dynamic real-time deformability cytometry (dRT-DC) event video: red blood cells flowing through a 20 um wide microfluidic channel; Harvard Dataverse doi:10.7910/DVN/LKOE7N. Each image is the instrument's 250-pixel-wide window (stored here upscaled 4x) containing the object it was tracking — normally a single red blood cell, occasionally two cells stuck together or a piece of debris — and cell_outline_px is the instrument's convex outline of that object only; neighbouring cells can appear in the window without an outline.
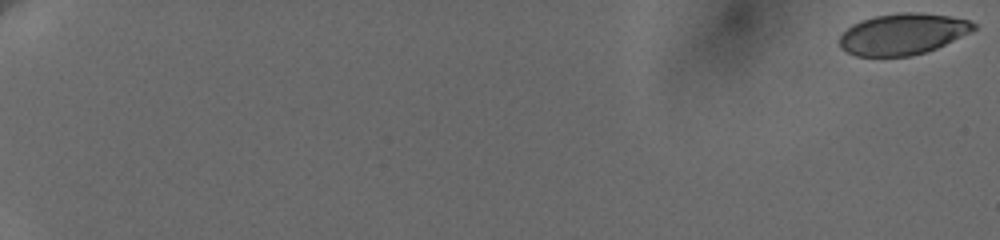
{"species": "human", "species_latin": "Homo sapiens", "temperature_condition": "cold", "stored_images_in_passage": 45, "camera_frame_rate_fps": 3000, "um_per_image_px": 0.085, "donor": {"sex": "female"}, "frame": {"image": 1, "passage_image": 1, "time_ms": 0.0, "image_size_px": [1000, 240], "cell_outline_px": [[976, 28], [936, 48], [912, 56], [856, 56], [840, 48], [840, 36], [852, 24], [876, 16], [900, 12], [920, 12], [948, 16], [968, 20], [976, 24]], "centroid_in_image_um": [76.7, 2.89], "position_along_channel_um": 8.3, "area_um2": 31.73}}
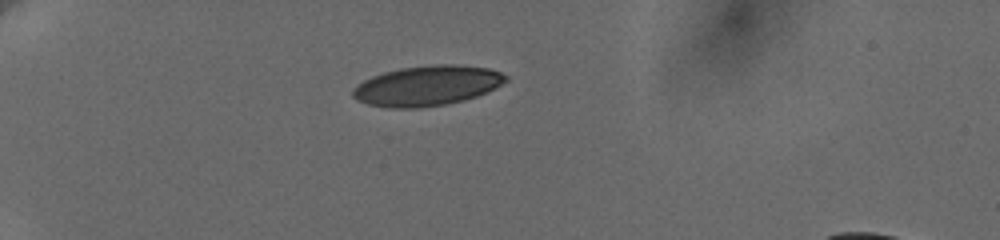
{"frame": {"image": 2, "passage_image": 32, "time_ms": 6.333, "image_size_px": [1000, 240], "cell_outline_px": [[508, 80], [496, 88], [476, 96], [464, 100], [444, 104], [416, 108], [388, 108], [368, 104], [356, 100], [352, 96], [352, 92], [364, 80], [372, 76], [384, 72], [400, 68], [432, 64], [456, 64], [488, 68], [500, 72], [508, 76]], "centroid_in_image_um": [36.32, 7.28], "position_along_channel_um": 48.7, "area_um2": 35.66}}
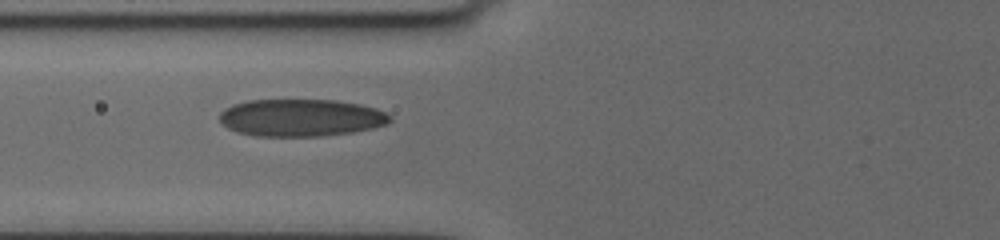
{"frame": {"image": 3, "passage_image": 44, "time_ms": 9.0, "image_size_px": [1000, 240], "cell_outline_px": [[392, 120], [388, 124], [372, 128], [352, 132], [320, 136], [256, 136], [236, 132], [228, 128], [220, 120], [220, 112], [224, 108], [232, 104], [248, 100], [336, 100], [360, 104], [376, 108], [392, 116]], "centroid_in_image_um": [25.58, 10.0], "position_along_channel_um": 100.2, "area_um2": 37.22}}